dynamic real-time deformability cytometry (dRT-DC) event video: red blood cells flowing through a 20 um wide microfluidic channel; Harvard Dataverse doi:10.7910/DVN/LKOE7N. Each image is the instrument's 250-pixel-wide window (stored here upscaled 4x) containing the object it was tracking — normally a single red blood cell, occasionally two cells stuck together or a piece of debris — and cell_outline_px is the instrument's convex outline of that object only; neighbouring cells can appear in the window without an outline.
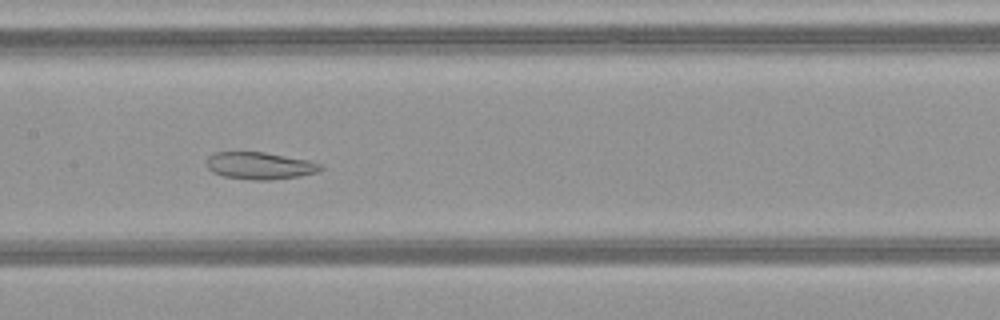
{"species": "common noctule bat (a hibernating species)", "species_latin": "Nyctalus noctula", "temperature_condition": "warm", "stored_images_in_passage": 51, "camera_frame_rate_fps": 3000, "um_per_image_px": 0.085, "animal": {"sex": "female", "body_mass_g": 21.9}, "frame": {"image": 1, "passage_image": 26, "time_ms": 8.333, "image_size_px": [1000, 320], "cell_outline_px": [[324, 168], [316, 172], [300, 176], [272, 180], [256, 180], [224, 176], [212, 172], [208, 168], [208, 156], [212, 152], [264, 152], [308, 160], [324, 164]], "centroid_in_image_um": [22.12, 14.08], "position_along_channel_um": 185.3, "area_um2": 18.03}}
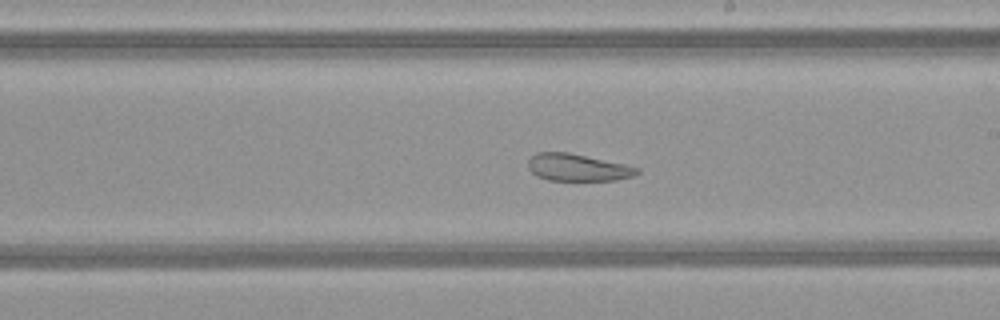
{"frame": {"image": 2, "passage_image": 30, "time_ms": 9.667, "image_size_px": [1000, 320], "cell_outline_px": [[640, 172], [632, 176], [616, 180], [548, 180], [536, 176], [528, 168], [528, 160], [536, 152], [568, 152], [624, 164], [640, 168]], "centroid_in_image_um": [49.08, 14.23], "position_along_channel_um": 239.9, "area_um2": 17.17}}
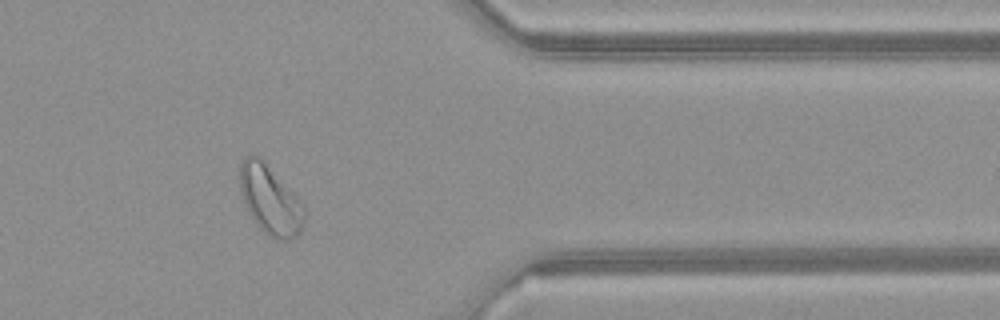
{"frame": {"image": 3, "passage_image": 42, "time_ms": 13.667, "image_size_px": [1000, 320], "cell_outline_px": [[304, 224], [300, 232], [296, 236], [288, 240], [280, 240], [264, 232], [256, 224], [248, 212], [244, 204], [240, 188], [240, 164], [244, 156], [252, 152], [256, 152], [260, 156], [304, 204]], "centroid_in_image_um": [22.95, 16.94], "position_along_channel_um": 388.5, "area_um2": 26.13}, "authors_computed_cell_mechanics": {"area_um2": 27.166, "velocity_mm_per_s": 4.1067, "shape_relaxation_time_tau1_ms": null, "shape_relaxation_time_tau2_ms": 3.3873, "deformation_change_tau1": null, "deformation_change_tau2": 0.1198}}